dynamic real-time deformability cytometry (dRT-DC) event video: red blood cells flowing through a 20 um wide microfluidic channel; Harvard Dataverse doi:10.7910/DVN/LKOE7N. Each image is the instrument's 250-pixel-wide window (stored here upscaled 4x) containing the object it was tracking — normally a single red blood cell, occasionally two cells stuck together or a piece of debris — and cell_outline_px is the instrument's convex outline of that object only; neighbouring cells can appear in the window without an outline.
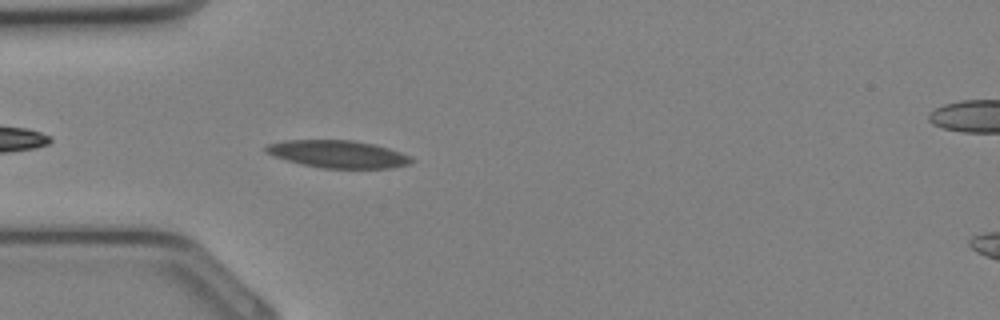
{"species": "Egyptian fruit bat (a non-hibernating species)", "species_latin": "Rousettus aegyptiacus", "temperature_condition": "cold", "stored_images_in_passage": 26, "camera_frame_rate_fps": 3000, "um_per_image_px": 0.085, "animal": {"sex": "female"}, "frame": {"image": 1, "passage_image": 2, "time_ms": 0.333, "image_size_px": [1000, 320], "cell_outline_px": [[416, 160], [408, 164], [392, 168], [320, 168], [300, 164], [264, 152], [264, 144], [284, 140], [352, 140], [372, 144], [388, 148], [412, 156]], "centroid_in_image_um": [28.71, 13.1], "position_along_channel_um": 56.3, "area_um2": 23.41}}
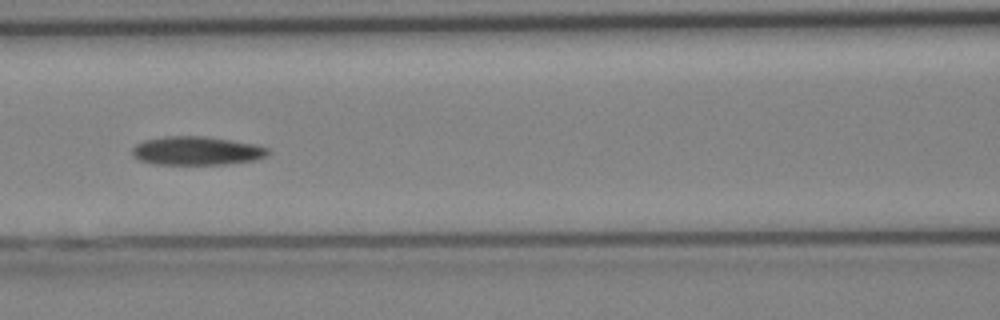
{"frame": {"image": 2, "passage_image": 7, "time_ms": 2.0, "image_size_px": [1000, 320], "cell_outline_px": [[272, 152], [268, 156], [256, 160], [224, 164], [156, 164], [140, 160], [132, 152], [132, 148], [136, 144], [144, 140], [168, 136], [204, 136], [256, 144], [268, 148]], "centroid_in_image_um": [16.78, 12.81], "position_along_channel_um": 149.8, "area_um2": 22.6}}
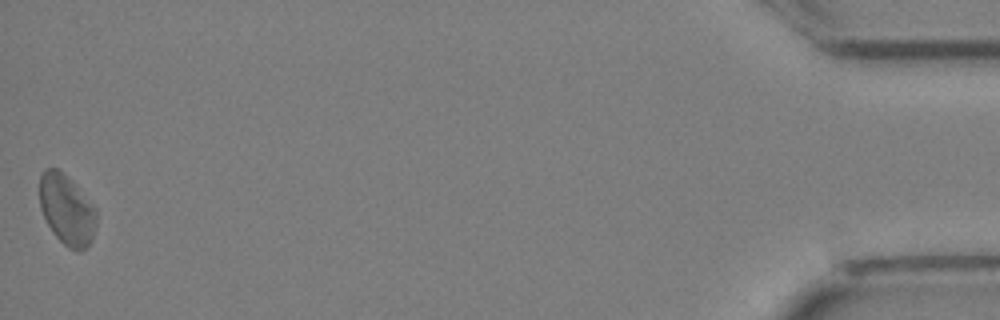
{"frame": {"image": 3, "passage_image": 26, "time_ms": 8.333, "image_size_px": [1000, 320], "cell_outline_px": [[96, 224], [92, 240], [80, 252], [76, 252], [68, 248], [52, 232], [40, 208], [40, 176], [44, 168], [56, 168], [96, 208]], "centroid_in_image_um": [5.66, 17.88], "position_along_channel_um": 429.5, "area_um2": 22.72}}